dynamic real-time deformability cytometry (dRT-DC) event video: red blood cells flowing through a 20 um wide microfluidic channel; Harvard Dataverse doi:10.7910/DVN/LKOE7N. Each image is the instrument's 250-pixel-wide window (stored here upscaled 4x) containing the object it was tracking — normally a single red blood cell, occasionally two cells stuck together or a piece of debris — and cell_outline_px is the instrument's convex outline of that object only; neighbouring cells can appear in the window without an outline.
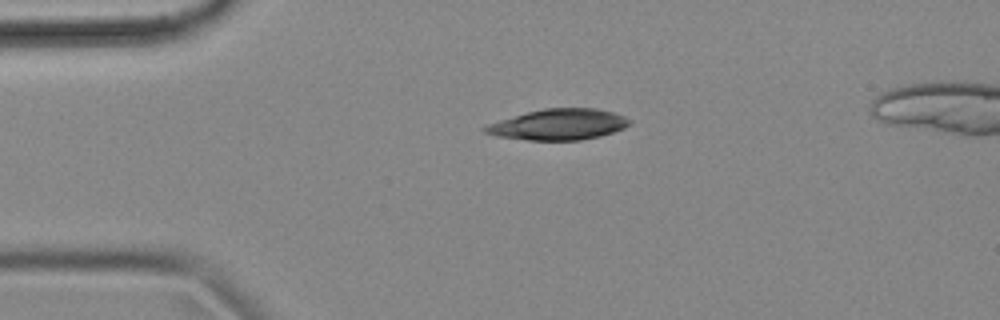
{"species": "common noctule bat (a hibernating species)", "species_latin": "Nyctalus noctula", "temperature_condition": "cold", "stored_images_in_passage": 43, "camera_frame_rate_fps": 3000, "um_per_image_px": 0.085, "animal": {"sex": "female", "body_mass_g": 18.4}, "frame": {"image": 1, "passage_image": 1, "time_ms": 0.0, "image_size_px": [1000, 320], "cell_outline_px": [[632, 120], [624, 128], [600, 136], [580, 140], [528, 140], [496, 136], [484, 132], [480, 128], [488, 124], [500, 120], [528, 112], [544, 108], [596, 108], [612, 112], [624, 116]], "centroid_in_image_um": [47.47, 10.58], "position_along_channel_um": 37.5, "area_um2": 25.84}}
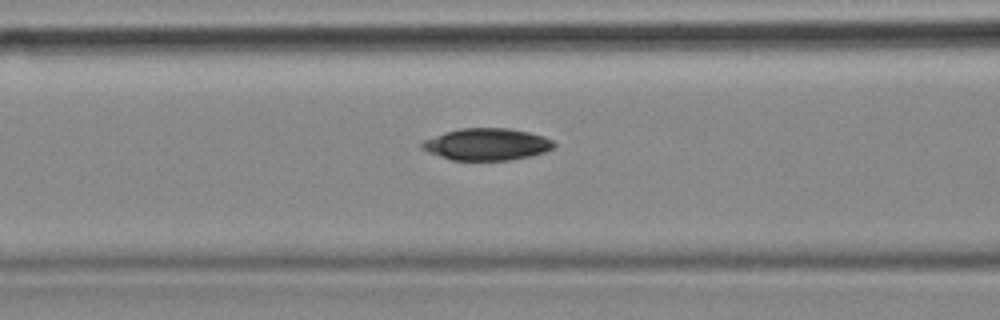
{"frame": {"image": 2, "passage_image": 11, "time_ms": 3.333, "image_size_px": [1000, 320], "cell_outline_px": [[556, 144], [552, 148], [544, 152], [528, 156], [508, 160], [452, 160], [428, 152], [420, 148], [420, 144], [424, 140], [460, 128], [508, 128], [528, 132], [544, 136], [552, 140]], "centroid_in_image_um": [41.38, 12.26], "position_along_channel_um": 125.2, "area_um2": 24.28}}
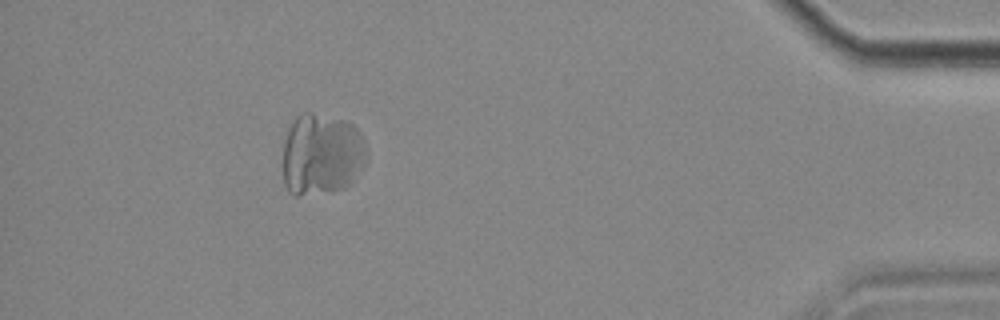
{"frame": {"image": 3, "passage_image": 40, "time_ms": 13.0, "image_size_px": [1000, 320], "cell_outline_px": [[368, 156], [364, 164], [352, 184], [344, 188], [332, 192], [300, 196], [292, 196], [288, 192], [284, 184], [284, 144], [288, 128], [292, 120], [300, 112], [312, 112], [344, 120], [352, 124], [360, 132], [368, 148]], "centroid_in_image_um": [27.35, 13.14], "position_along_channel_um": 407.8, "area_um2": 40.86}, "authors_computed_cell_mechanics": {"area_um2": 26.8192, "velocity_mm_per_s": 3.511, "shape_relaxation_time_tau1_ms": 1.6747, "shape_relaxation_time_tau2_ms": 1.4384, "deformation_change_tau1": 0.0834, "deformation_change_tau2": 0.0934}}